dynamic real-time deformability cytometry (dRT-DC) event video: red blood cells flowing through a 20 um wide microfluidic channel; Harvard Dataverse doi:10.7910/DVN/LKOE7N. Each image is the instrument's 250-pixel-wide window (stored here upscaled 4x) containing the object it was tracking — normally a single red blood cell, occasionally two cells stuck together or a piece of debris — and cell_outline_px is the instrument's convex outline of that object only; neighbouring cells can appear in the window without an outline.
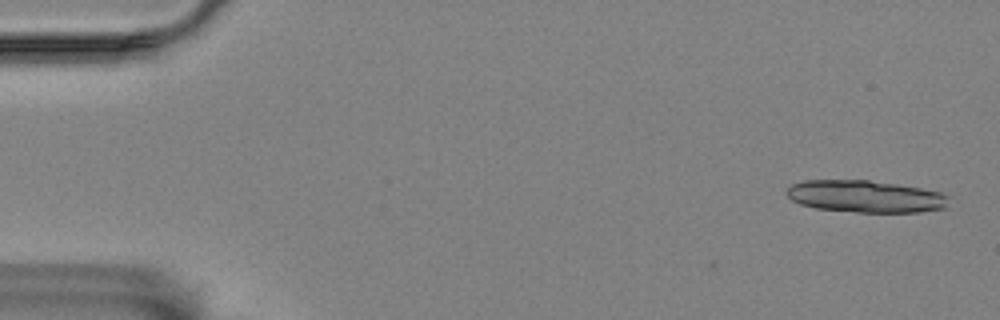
{"species": "Egyptian fruit bat (a non-hibernating species)", "species_latin": "Rousettus aegyptiacus", "temperature_condition": "room temperature", "stored_images_in_passage": 2, "camera_frame_rate_fps": 3000, "um_per_image_px": 0.085, "animal": {"sex": "female"}, "frame": {"image": 1, "passage_image": 2, "time_ms": 0.333, "image_size_px": [1000, 320], "cell_outline_px": [[948, 196], [944, 208], [920, 212], [856, 212], [816, 208], [800, 204], [792, 200], [784, 192], [792, 184], [804, 180], [868, 180], [896, 184], [920, 188], [940, 192]], "centroid_in_image_um": [73.51, 16.69], "position_along_channel_um": 11.5, "area_um2": 30.17}}